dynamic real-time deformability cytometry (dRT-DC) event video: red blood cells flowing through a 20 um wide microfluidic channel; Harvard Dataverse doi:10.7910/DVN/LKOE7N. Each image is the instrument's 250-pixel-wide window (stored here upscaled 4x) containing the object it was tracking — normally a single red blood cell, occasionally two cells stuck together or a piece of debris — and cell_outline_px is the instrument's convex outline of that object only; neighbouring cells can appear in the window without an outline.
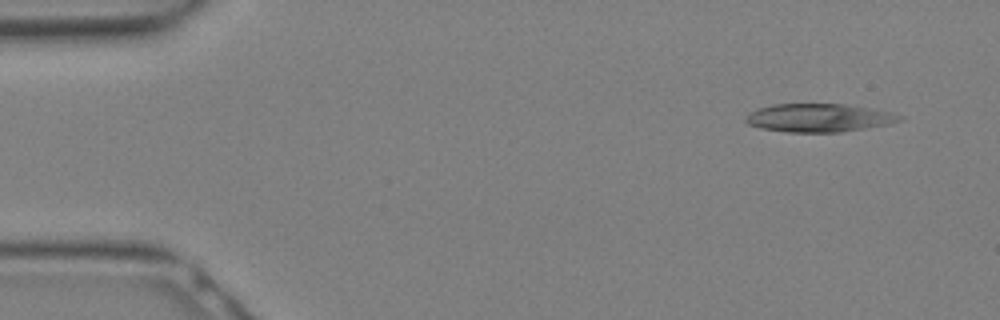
{"species": "Egyptian fruit bat (a non-hibernating species)", "species_latin": "Rousettus aegyptiacus", "temperature_condition": "warm", "stored_images_in_passage": 10, "camera_frame_rate_fps": 3000, "um_per_image_px": 0.085, "animal": {"sex": "female"}, "frame": {"image": 1, "passage_image": 2, "time_ms": 0.333, "image_size_px": [1000, 320], "cell_outline_px": [[904, 116], [900, 120], [888, 124], [840, 132], [788, 132], [760, 128], [748, 124], [744, 120], [744, 116], [748, 112], [756, 108], [772, 104], [844, 104], [872, 108]], "centroid_in_image_um": [69.52, 10.01], "position_along_channel_um": 15.5, "area_um2": 25.37}}
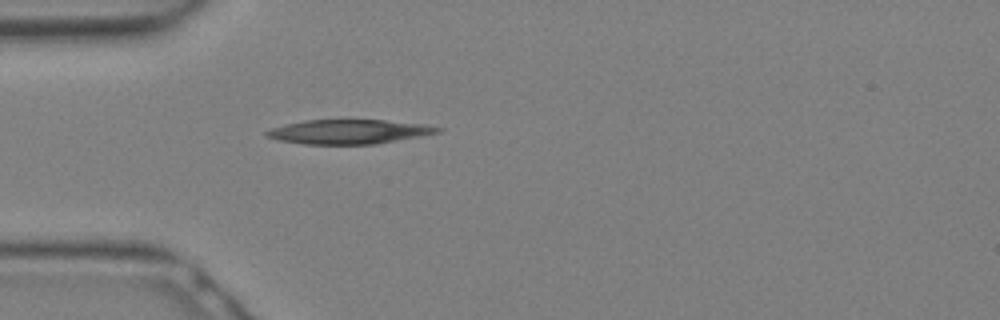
{"frame": {"image": 2, "passage_image": 8, "time_ms": 2.333, "image_size_px": [1000, 320], "cell_outline_px": [[444, 128], [440, 132], [420, 136], [376, 144], [304, 144], [280, 140], [264, 136], [264, 132], [272, 128], [304, 120], [384, 120], [424, 124]], "centroid_in_image_um": [29.67, 11.19], "position_along_channel_um": 55.3, "area_um2": 24.1}}
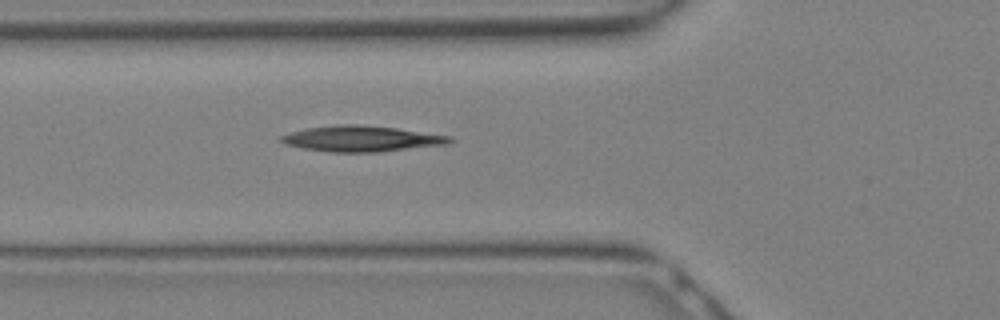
{"frame": {"image": 3, "passage_image": 10, "time_ms": 3.0, "image_size_px": [1000, 320], "cell_outline_px": [[456, 140], [448, 144], [376, 152], [328, 152], [304, 148], [284, 144], [276, 140], [280, 136], [292, 132], [308, 128], [340, 124], [356, 124], [396, 128], [452, 136]], "centroid_in_image_um": [30.73, 11.79], "position_along_channel_um": 95.1, "area_um2": 25.32}}